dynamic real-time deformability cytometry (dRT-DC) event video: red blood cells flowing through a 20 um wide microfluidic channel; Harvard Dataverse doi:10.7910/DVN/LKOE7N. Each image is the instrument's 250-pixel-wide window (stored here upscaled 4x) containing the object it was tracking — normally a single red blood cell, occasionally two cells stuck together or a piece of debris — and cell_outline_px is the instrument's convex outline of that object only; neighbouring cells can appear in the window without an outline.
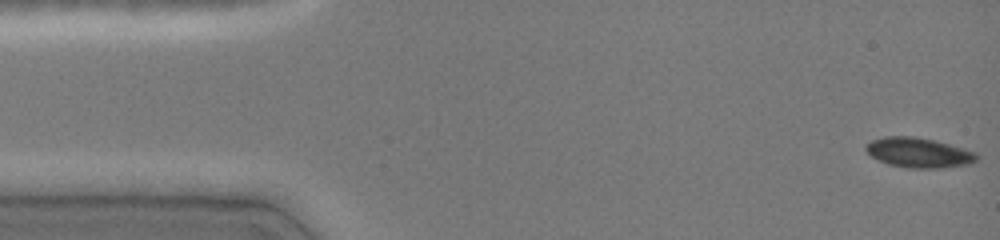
{"species": "common noctule bat (a hibernating species)", "species_latin": "Nyctalus noctula", "temperature_condition": "cold", "stored_images_in_passage": 47, "camera_frame_rate_fps": 3000, "um_per_image_px": 0.085, "animal": {"sex": "female", "body_mass_g": 19.0, "forearm_length_mm": 51.5}, "frame": {"image": 1, "passage_image": 1, "time_ms": 0.0, "image_size_px": [1000, 240], "cell_outline_px": [[980, 156], [976, 160], [968, 164], [940, 168], [912, 168], [888, 164], [872, 156], [864, 148], [872, 140], [884, 136], [916, 136], [936, 140], [964, 148], [976, 152]], "centroid_in_image_um": [78.13, 12.96], "position_along_channel_um": 6.9, "area_um2": 19.31}}
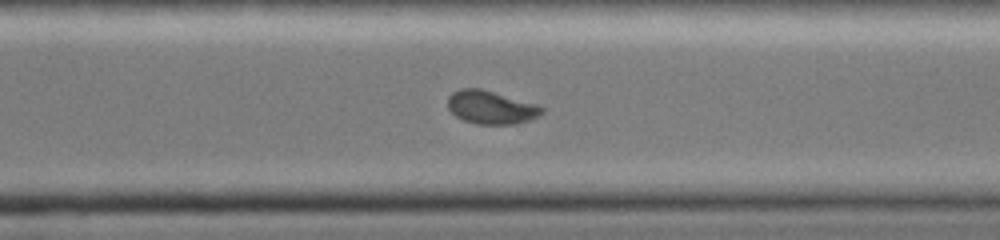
{"frame": {"image": 2, "passage_image": 33, "time_ms": 10.667, "image_size_px": [1000, 240], "cell_outline_px": [[544, 112], [528, 120], [516, 124], [476, 124], [464, 120], [456, 116], [448, 108], [448, 96], [452, 92], [460, 88], [480, 88], [540, 104], [544, 108]], "centroid_in_image_um": [41.75, 9.11], "position_along_channel_um": 328.9, "area_um2": 18.38}}
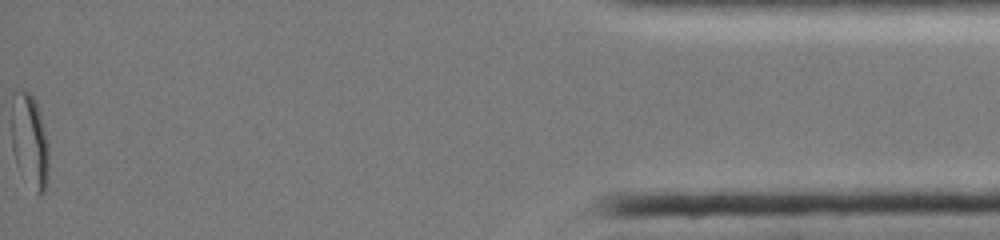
{"frame": {"image": 3, "passage_image": 47, "time_ms": 15.333, "image_size_px": [1000, 240], "cell_outline_px": [[48, 176], [44, 192], [36, 192], [16, 164], [12, 148], [12, 92], [20, 88], [24, 88], [36, 100], [44, 128], [48, 144]], "centroid_in_image_um": [2.51, 11.87], "position_along_channel_um": 432.7, "area_um2": 20.23}, "authors_computed_cell_mechanics": {"area_um2": 19.1318, "velocity_mm_per_s": 4.1064, "shape_relaxation_time_tau1_ms": 3.2204, "shape_relaxation_time_tau2_ms": null, "deformation_change_tau1": 0.1069, "deformation_change_tau2": null}}